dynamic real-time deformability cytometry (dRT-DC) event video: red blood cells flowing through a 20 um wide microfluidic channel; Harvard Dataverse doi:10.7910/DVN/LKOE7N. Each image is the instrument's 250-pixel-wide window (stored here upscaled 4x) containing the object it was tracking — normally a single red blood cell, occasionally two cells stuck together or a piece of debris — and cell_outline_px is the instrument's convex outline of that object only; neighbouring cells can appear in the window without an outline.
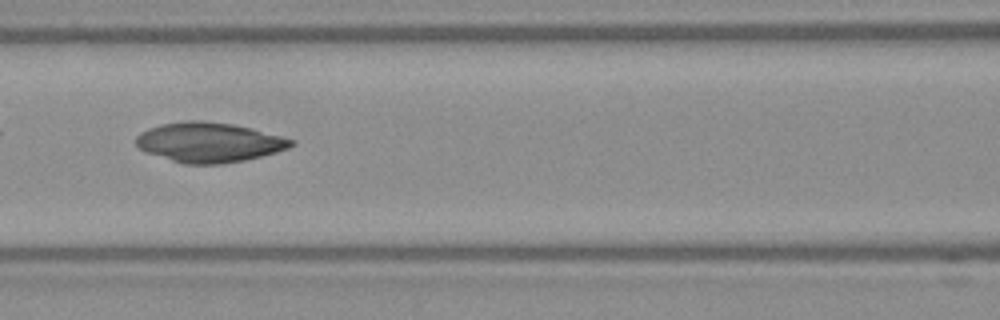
{"species": "Egyptian fruit bat (a non-hibernating species)", "species_latin": "Rousettus aegyptiacus", "temperature_condition": "warm", "stored_images_in_passage": 37, "camera_frame_rate_fps": 3000, "um_per_image_px": 0.085, "frame": {"image": 1, "passage_image": 8, "time_ms": 2.333, "image_size_px": [1000, 320], "cell_outline_px": [[296, 144], [288, 148], [276, 152], [244, 160], [220, 164], [184, 164], [148, 152], [140, 148], [136, 144], [136, 136], [140, 132], [148, 128], [160, 124], [188, 120], [200, 120], [232, 124], [252, 128], [296, 140]], "centroid_in_image_um": [17.79, 12.09], "position_along_channel_um": 148.8, "area_um2": 35.84}}
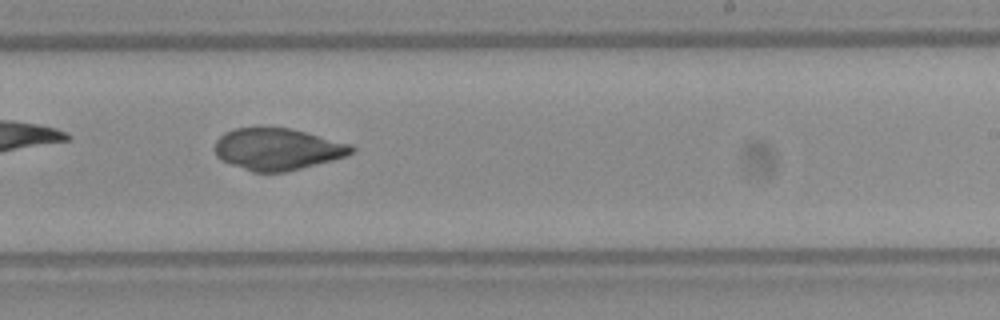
{"frame": {"image": 2, "passage_image": 17, "time_ms": 5.333, "image_size_px": [1000, 320], "cell_outline_px": [[356, 152], [348, 156], [284, 172], [252, 172], [220, 160], [216, 156], [216, 140], [224, 132], [232, 128], [260, 124], [288, 128], [352, 144], [356, 148]], "centroid_in_image_um": [23.56, 12.63], "position_along_channel_um": 265.4, "area_um2": 33.99}}
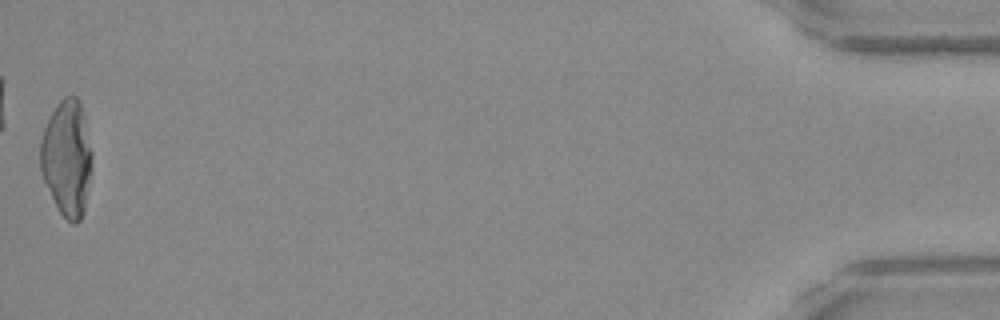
{"frame": {"image": 3, "passage_image": 37, "time_ms": 12.0, "image_size_px": [1000, 320], "cell_outline_px": [[92, 172], [84, 212], [80, 220], [76, 224], [72, 224], [60, 212], [44, 180], [40, 168], [40, 140], [44, 128], [56, 104], [64, 96], [76, 96], [80, 100], [84, 116], [92, 152]], "centroid_in_image_um": [5.71, 13.42], "position_along_channel_um": 429.5, "area_um2": 35.08}}